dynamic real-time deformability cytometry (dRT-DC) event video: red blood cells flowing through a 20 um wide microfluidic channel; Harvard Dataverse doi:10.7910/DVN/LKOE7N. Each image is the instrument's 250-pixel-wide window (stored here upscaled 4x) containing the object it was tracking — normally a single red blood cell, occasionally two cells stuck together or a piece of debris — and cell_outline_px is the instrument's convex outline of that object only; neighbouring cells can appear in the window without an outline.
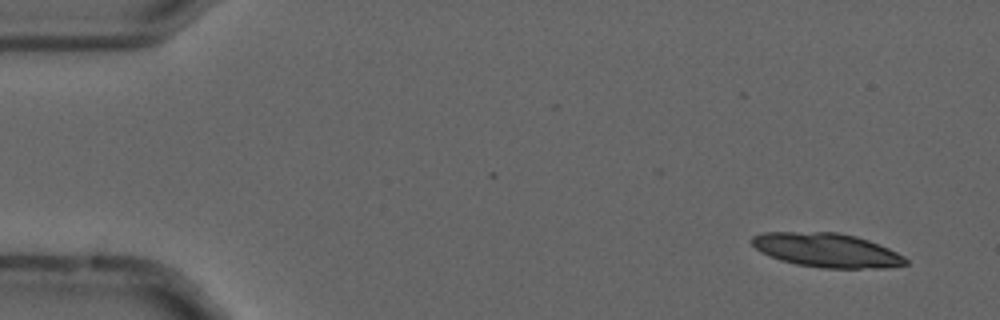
{"species": "common noctule bat (a hibernating species)", "species_latin": "Nyctalus noctula", "temperature_condition": "cold", "stored_images_in_passage": 5, "camera_frame_rate_fps": 3000, "um_per_image_px": 0.085, "animal": {"sex": "male", "forearm_length_mm": 52.5}, "frame": {"image": 1, "passage_image": 1, "time_ms": 0.0, "image_size_px": [1000, 320], "cell_outline_px": [[908, 264], [888, 268], [820, 268], [796, 264], [780, 260], [760, 252], [748, 240], [752, 236], [764, 232], [836, 232], [856, 236], [868, 240], [888, 248], [904, 256], [908, 260]], "centroid_in_image_um": [70.26, 21.27], "position_along_channel_um": 14.7, "area_um2": 30.69}}